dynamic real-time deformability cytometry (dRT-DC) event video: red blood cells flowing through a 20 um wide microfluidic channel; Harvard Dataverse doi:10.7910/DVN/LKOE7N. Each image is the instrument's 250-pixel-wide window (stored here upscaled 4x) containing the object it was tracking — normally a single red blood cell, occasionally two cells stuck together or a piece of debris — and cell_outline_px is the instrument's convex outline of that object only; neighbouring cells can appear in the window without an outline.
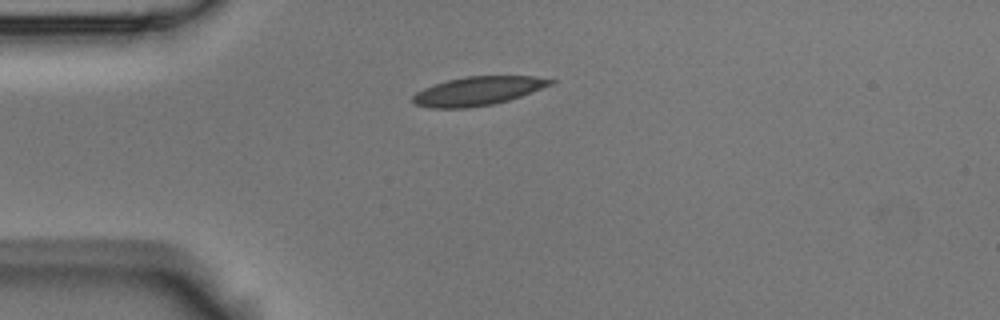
{"species": "Egyptian fruit bat (a non-hibernating species)", "species_latin": "Rousettus aegyptiacus", "temperature_condition": "room temperature", "stored_images_in_passage": 4, "camera_frame_rate_fps": 3000, "um_per_image_px": 0.085, "animal": {"sex": "male"}, "frame": {"image": 1, "passage_image": 1, "time_ms": 0.0, "image_size_px": [1000, 320], "cell_outline_px": [[556, 80], [552, 84], [520, 96], [508, 100], [492, 104], [468, 108], [428, 108], [416, 104], [412, 100], [412, 96], [416, 92], [424, 88], [448, 80], [464, 76], [536, 76]], "centroid_in_image_um": [40.6, 7.73], "position_along_channel_um": 44.4, "area_um2": 22.89}}
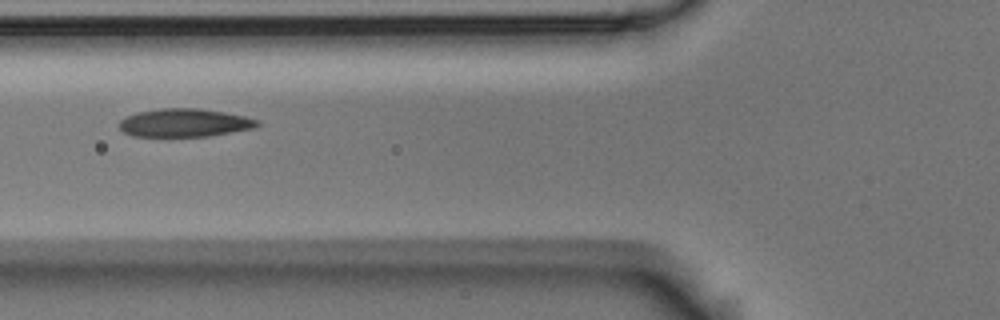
{"frame": {"image": 2, "passage_image": 3, "time_ms": 0.667, "image_size_px": [1000, 320], "cell_outline_px": [[260, 124], [256, 128], [208, 136], [132, 136], [124, 132], [120, 128], [120, 120], [136, 112], [160, 108], [200, 108], [224, 112], [244, 116], [260, 120]], "centroid_in_image_um": [15.72, 10.43], "position_along_channel_um": 110.1, "area_um2": 22.72}}
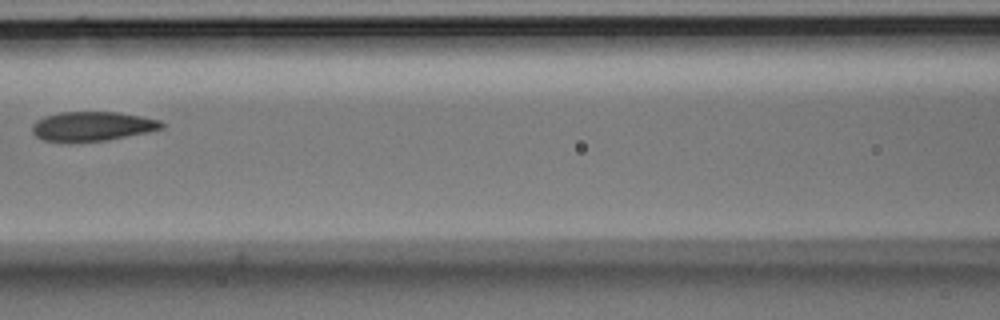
{"frame": {"image": 3, "passage_image": 4, "time_ms": 1.0, "image_size_px": [1000, 320], "cell_outline_px": [[168, 124], [164, 128], [148, 132], [108, 140], [68, 144], [44, 140], [36, 136], [32, 132], [32, 124], [36, 120], [44, 116], [60, 112], [116, 112], [140, 116], [160, 120]], "centroid_in_image_um": [7.83, 10.76], "position_along_channel_um": 158.8, "area_um2": 22.77}}